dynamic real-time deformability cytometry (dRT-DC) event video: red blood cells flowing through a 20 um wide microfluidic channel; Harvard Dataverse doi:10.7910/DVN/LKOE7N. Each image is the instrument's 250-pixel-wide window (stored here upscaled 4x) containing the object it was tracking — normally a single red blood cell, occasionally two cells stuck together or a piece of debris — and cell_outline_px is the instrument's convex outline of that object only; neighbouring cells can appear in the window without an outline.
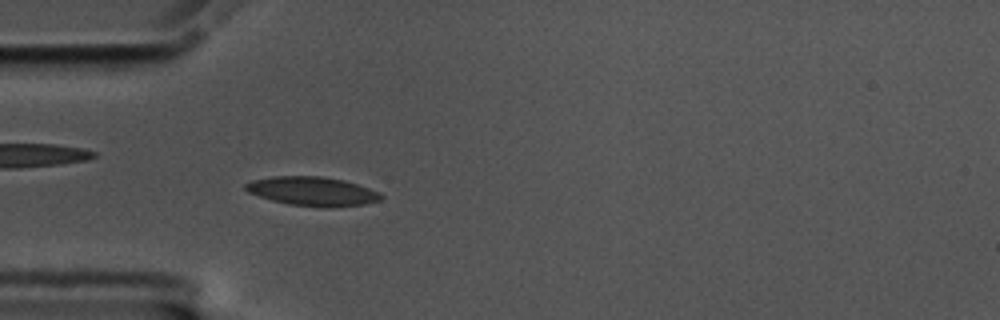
{"species": "common noctule bat (a hibernating species)", "species_latin": "Nyctalus noctula", "temperature_condition": "cold", "stored_images_in_passage": 57, "camera_frame_rate_fps": 3000, "um_per_image_px": 0.085, "animal": {"sex": "male", "body_mass_g": 17.5, "forearm_length_mm": 52.3}, "frame": {"image": 1, "passage_image": 16, "time_ms": 5.0, "image_size_px": [1000, 320], "cell_outline_px": [[384, 196], [380, 200], [364, 204], [328, 208], [288, 204], [272, 200], [248, 192], [244, 188], [244, 184], [252, 180], [272, 176], [320, 176], [344, 180], [380, 192]], "centroid_in_image_um": [26.55, 16.26], "position_along_channel_um": 58.4, "area_um2": 22.89}}
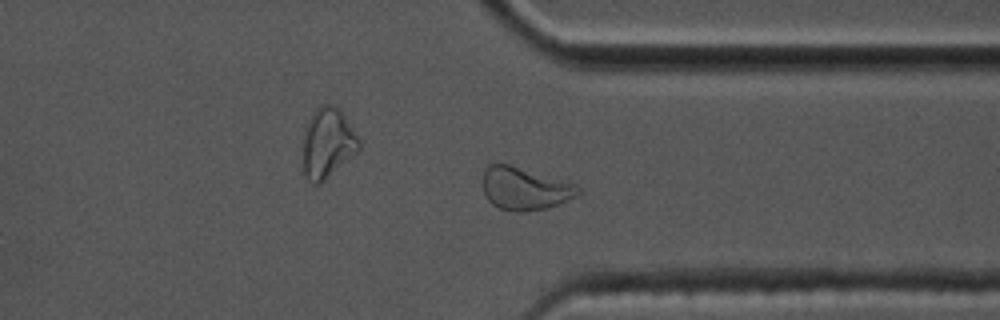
{"frame": {"image": 2, "passage_image": 43, "time_ms": 14.0, "image_size_px": [1000, 320], "cell_outline_px": [[580, 192], [576, 196], [548, 208], [524, 212], [516, 212], [500, 208], [492, 204], [488, 200], [484, 192], [484, 168], [488, 164], [508, 164], [572, 184], [580, 188]], "centroid_in_image_um": [44.56, 16.05], "position_along_channel_um": 366.8, "area_um2": 23.12}}
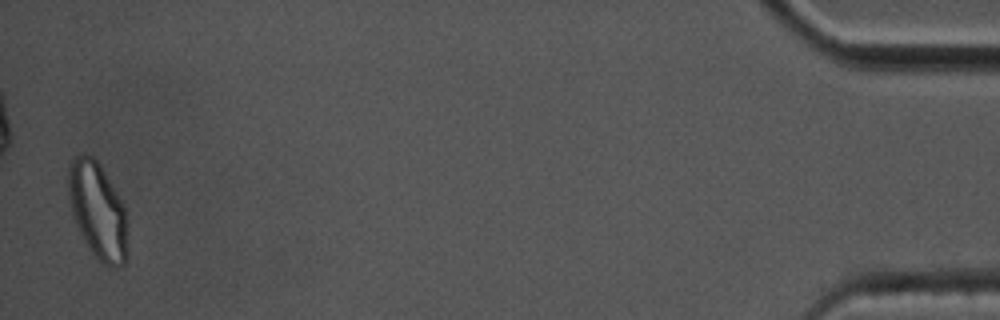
{"frame": {"image": 3, "passage_image": 56, "time_ms": 18.333, "image_size_px": [1000, 320], "cell_outline_px": [[128, 260], [120, 268], [112, 268], [100, 264], [84, 240], [72, 216], [68, 204], [68, 164], [76, 156], [84, 152], [92, 156], [100, 164], [116, 192], [124, 208], [128, 252]], "centroid_in_image_um": [8.29, 17.95], "position_along_channel_um": 426.9, "area_um2": 33.7}, "authors_computed_cell_mechanics": {"area_um2": 21.5016, "velocity_mm_per_s": 3.4707, "shape_relaxation_time_tau1_ms": 4.717, "shape_relaxation_time_tau2_ms": 3.028, "deformation_change_tau1": 0.1363, "deformation_change_tau2": 0.0694}}